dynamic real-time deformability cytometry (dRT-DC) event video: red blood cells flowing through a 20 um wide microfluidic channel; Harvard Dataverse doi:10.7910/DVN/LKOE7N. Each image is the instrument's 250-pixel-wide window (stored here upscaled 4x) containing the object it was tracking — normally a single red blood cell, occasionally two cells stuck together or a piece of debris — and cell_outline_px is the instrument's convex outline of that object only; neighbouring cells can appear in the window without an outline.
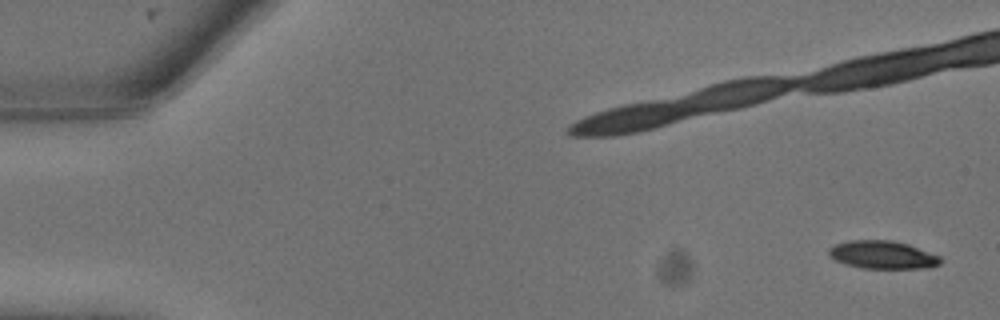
{"species": "common noctule bat (a hibernating species)", "species_latin": "Nyctalus noctula", "temperature_condition": "warm", "stored_images_in_passage": 10, "camera_frame_rate_fps": 3000, "um_per_image_px": 0.085, "animal": {"sex": "male", "body_mass_g": 13.3}, "frame": {"image": 1, "passage_image": 1, "time_ms": 0.0, "image_size_px": [1000, 320], "cell_outline_px": [[944, 260], [940, 264], [932, 268], [860, 268], [844, 264], [828, 256], [828, 248], [836, 244], [848, 240], [892, 240], [908, 244], [940, 256]], "centroid_in_image_um": [75.03, 21.66], "position_along_channel_um": 10.0, "area_um2": 18.44}}